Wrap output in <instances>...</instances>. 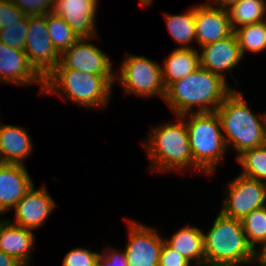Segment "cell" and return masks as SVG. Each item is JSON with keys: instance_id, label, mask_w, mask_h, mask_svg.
I'll list each match as a JSON object with an SVG mask.
<instances>
[{"instance_id": "cell-28", "label": "cell", "mask_w": 266, "mask_h": 266, "mask_svg": "<svg viewBox=\"0 0 266 266\" xmlns=\"http://www.w3.org/2000/svg\"><path fill=\"white\" fill-rule=\"evenodd\" d=\"M29 26V16L25 15L19 22L0 29V42L10 48L24 51Z\"/></svg>"}, {"instance_id": "cell-7", "label": "cell", "mask_w": 266, "mask_h": 266, "mask_svg": "<svg viewBox=\"0 0 266 266\" xmlns=\"http://www.w3.org/2000/svg\"><path fill=\"white\" fill-rule=\"evenodd\" d=\"M119 79L125 92L150 97L159 95L164 99L166 88L162 79V67L144 56L127 54L121 64Z\"/></svg>"}, {"instance_id": "cell-16", "label": "cell", "mask_w": 266, "mask_h": 266, "mask_svg": "<svg viewBox=\"0 0 266 266\" xmlns=\"http://www.w3.org/2000/svg\"><path fill=\"white\" fill-rule=\"evenodd\" d=\"M201 48L203 51L200 54V66L223 78H225V70L229 71L232 76L231 70L243 59L234 32L224 39Z\"/></svg>"}, {"instance_id": "cell-5", "label": "cell", "mask_w": 266, "mask_h": 266, "mask_svg": "<svg viewBox=\"0 0 266 266\" xmlns=\"http://www.w3.org/2000/svg\"><path fill=\"white\" fill-rule=\"evenodd\" d=\"M188 116L190 118L186 119ZM181 117L186 119L194 169L213 173L227 150L216 111L192 112Z\"/></svg>"}, {"instance_id": "cell-8", "label": "cell", "mask_w": 266, "mask_h": 266, "mask_svg": "<svg viewBox=\"0 0 266 266\" xmlns=\"http://www.w3.org/2000/svg\"><path fill=\"white\" fill-rule=\"evenodd\" d=\"M221 212L242 219L251 211L266 205V183L239 175L228 184Z\"/></svg>"}, {"instance_id": "cell-4", "label": "cell", "mask_w": 266, "mask_h": 266, "mask_svg": "<svg viewBox=\"0 0 266 266\" xmlns=\"http://www.w3.org/2000/svg\"><path fill=\"white\" fill-rule=\"evenodd\" d=\"M178 122L165 123L151 130L145 142V148L151 161V171L185 172L193 167L189 134L185 120L176 116Z\"/></svg>"}, {"instance_id": "cell-35", "label": "cell", "mask_w": 266, "mask_h": 266, "mask_svg": "<svg viewBox=\"0 0 266 266\" xmlns=\"http://www.w3.org/2000/svg\"><path fill=\"white\" fill-rule=\"evenodd\" d=\"M209 1H210V3L207 5H210V6H213L216 8H220V9H224V10H228L239 0H209ZM211 2L213 3V5Z\"/></svg>"}, {"instance_id": "cell-17", "label": "cell", "mask_w": 266, "mask_h": 266, "mask_svg": "<svg viewBox=\"0 0 266 266\" xmlns=\"http://www.w3.org/2000/svg\"><path fill=\"white\" fill-rule=\"evenodd\" d=\"M33 185L24 164L0 163V214L13 209Z\"/></svg>"}, {"instance_id": "cell-21", "label": "cell", "mask_w": 266, "mask_h": 266, "mask_svg": "<svg viewBox=\"0 0 266 266\" xmlns=\"http://www.w3.org/2000/svg\"><path fill=\"white\" fill-rule=\"evenodd\" d=\"M203 234L195 226L183 227L173 234L170 239H164V242L190 263L195 261L196 265L200 266L205 262Z\"/></svg>"}, {"instance_id": "cell-9", "label": "cell", "mask_w": 266, "mask_h": 266, "mask_svg": "<svg viewBox=\"0 0 266 266\" xmlns=\"http://www.w3.org/2000/svg\"><path fill=\"white\" fill-rule=\"evenodd\" d=\"M24 52L30 65L43 79L60 63V54L49 38L46 15L29 16Z\"/></svg>"}, {"instance_id": "cell-25", "label": "cell", "mask_w": 266, "mask_h": 266, "mask_svg": "<svg viewBox=\"0 0 266 266\" xmlns=\"http://www.w3.org/2000/svg\"><path fill=\"white\" fill-rule=\"evenodd\" d=\"M234 34L243 57L246 50L258 53L266 48V21L237 27Z\"/></svg>"}, {"instance_id": "cell-20", "label": "cell", "mask_w": 266, "mask_h": 266, "mask_svg": "<svg viewBox=\"0 0 266 266\" xmlns=\"http://www.w3.org/2000/svg\"><path fill=\"white\" fill-rule=\"evenodd\" d=\"M200 67V54L194 47H178L164 60L162 79L167 88L172 82L187 77Z\"/></svg>"}, {"instance_id": "cell-22", "label": "cell", "mask_w": 266, "mask_h": 266, "mask_svg": "<svg viewBox=\"0 0 266 266\" xmlns=\"http://www.w3.org/2000/svg\"><path fill=\"white\" fill-rule=\"evenodd\" d=\"M165 21L167 29L172 38L181 46V48H190L188 44L196 41L195 30V7L188 9V11L181 15H170L165 13ZM188 45V46H187Z\"/></svg>"}, {"instance_id": "cell-33", "label": "cell", "mask_w": 266, "mask_h": 266, "mask_svg": "<svg viewBox=\"0 0 266 266\" xmlns=\"http://www.w3.org/2000/svg\"><path fill=\"white\" fill-rule=\"evenodd\" d=\"M104 253L98 257L97 262L99 266H128L125 253H120L115 248Z\"/></svg>"}, {"instance_id": "cell-1", "label": "cell", "mask_w": 266, "mask_h": 266, "mask_svg": "<svg viewBox=\"0 0 266 266\" xmlns=\"http://www.w3.org/2000/svg\"><path fill=\"white\" fill-rule=\"evenodd\" d=\"M233 91L226 78L200 66L187 77L172 82L166 88L164 100L176 116H182L216 111Z\"/></svg>"}, {"instance_id": "cell-12", "label": "cell", "mask_w": 266, "mask_h": 266, "mask_svg": "<svg viewBox=\"0 0 266 266\" xmlns=\"http://www.w3.org/2000/svg\"><path fill=\"white\" fill-rule=\"evenodd\" d=\"M99 0H55L53 13L60 16L79 36L97 38L96 11Z\"/></svg>"}, {"instance_id": "cell-18", "label": "cell", "mask_w": 266, "mask_h": 266, "mask_svg": "<svg viewBox=\"0 0 266 266\" xmlns=\"http://www.w3.org/2000/svg\"><path fill=\"white\" fill-rule=\"evenodd\" d=\"M34 240L31 229L20 227L7 219L0 220V250L23 266L30 264Z\"/></svg>"}, {"instance_id": "cell-30", "label": "cell", "mask_w": 266, "mask_h": 266, "mask_svg": "<svg viewBox=\"0 0 266 266\" xmlns=\"http://www.w3.org/2000/svg\"><path fill=\"white\" fill-rule=\"evenodd\" d=\"M100 253L84 248L69 251L63 259V266H93L97 263Z\"/></svg>"}, {"instance_id": "cell-39", "label": "cell", "mask_w": 266, "mask_h": 266, "mask_svg": "<svg viewBox=\"0 0 266 266\" xmlns=\"http://www.w3.org/2000/svg\"><path fill=\"white\" fill-rule=\"evenodd\" d=\"M256 262L259 264L258 266H264L262 263H260L258 260Z\"/></svg>"}, {"instance_id": "cell-38", "label": "cell", "mask_w": 266, "mask_h": 266, "mask_svg": "<svg viewBox=\"0 0 266 266\" xmlns=\"http://www.w3.org/2000/svg\"><path fill=\"white\" fill-rule=\"evenodd\" d=\"M142 6H149L153 0H139Z\"/></svg>"}, {"instance_id": "cell-15", "label": "cell", "mask_w": 266, "mask_h": 266, "mask_svg": "<svg viewBox=\"0 0 266 266\" xmlns=\"http://www.w3.org/2000/svg\"><path fill=\"white\" fill-rule=\"evenodd\" d=\"M0 81L28 85L37 82L40 92L44 90V79L30 65L24 51L10 48L0 42Z\"/></svg>"}, {"instance_id": "cell-32", "label": "cell", "mask_w": 266, "mask_h": 266, "mask_svg": "<svg viewBox=\"0 0 266 266\" xmlns=\"http://www.w3.org/2000/svg\"><path fill=\"white\" fill-rule=\"evenodd\" d=\"M190 262L163 242L159 266H190Z\"/></svg>"}, {"instance_id": "cell-31", "label": "cell", "mask_w": 266, "mask_h": 266, "mask_svg": "<svg viewBox=\"0 0 266 266\" xmlns=\"http://www.w3.org/2000/svg\"><path fill=\"white\" fill-rule=\"evenodd\" d=\"M25 14L11 0H0V29L19 22Z\"/></svg>"}, {"instance_id": "cell-37", "label": "cell", "mask_w": 266, "mask_h": 266, "mask_svg": "<svg viewBox=\"0 0 266 266\" xmlns=\"http://www.w3.org/2000/svg\"><path fill=\"white\" fill-rule=\"evenodd\" d=\"M257 260L266 266V245L257 252Z\"/></svg>"}, {"instance_id": "cell-13", "label": "cell", "mask_w": 266, "mask_h": 266, "mask_svg": "<svg viewBox=\"0 0 266 266\" xmlns=\"http://www.w3.org/2000/svg\"><path fill=\"white\" fill-rule=\"evenodd\" d=\"M195 30L200 47L224 39L234 32L228 10L207 3L195 6Z\"/></svg>"}, {"instance_id": "cell-14", "label": "cell", "mask_w": 266, "mask_h": 266, "mask_svg": "<svg viewBox=\"0 0 266 266\" xmlns=\"http://www.w3.org/2000/svg\"><path fill=\"white\" fill-rule=\"evenodd\" d=\"M56 207L55 201L47 193L45 187H33L13 207L15 209L14 224L28 229L41 227L49 214Z\"/></svg>"}, {"instance_id": "cell-36", "label": "cell", "mask_w": 266, "mask_h": 266, "mask_svg": "<svg viewBox=\"0 0 266 266\" xmlns=\"http://www.w3.org/2000/svg\"><path fill=\"white\" fill-rule=\"evenodd\" d=\"M206 264V265H205ZM242 262H214V261H205L200 266H244Z\"/></svg>"}, {"instance_id": "cell-6", "label": "cell", "mask_w": 266, "mask_h": 266, "mask_svg": "<svg viewBox=\"0 0 266 266\" xmlns=\"http://www.w3.org/2000/svg\"><path fill=\"white\" fill-rule=\"evenodd\" d=\"M204 236L205 261L255 263L257 252L248 244L240 219L219 211Z\"/></svg>"}, {"instance_id": "cell-24", "label": "cell", "mask_w": 266, "mask_h": 266, "mask_svg": "<svg viewBox=\"0 0 266 266\" xmlns=\"http://www.w3.org/2000/svg\"><path fill=\"white\" fill-rule=\"evenodd\" d=\"M46 24L49 38L60 55L80 39L74 30L53 12L46 15Z\"/></svg>"}, {"instance_id": "cell-11", "label": "cell", "mask_w": 266, "mask_h": 266, "mask_svg": "<svg viewBox=\"0 0 266 266\" xmlns=\"http://www.w3.org/2000/svg\"><path fill=\"white\" fill-rule=\"evenodd\" d=\"M91 39L94 38H80L60 55V63L67 69L99 75H115L108 56L94 44L88 43Z\"/></svg>"}, {"instance_id": "cell-27", "label": "cell", "mask_w": 266, "mask_h": 266, "mask_svg": "<svg viewBox=\"0 0 266 266\" xmlns=\"http://www.w3.org/2000/svg\"><path fill=\"white\" fill-rule=\"evenodd\" d=\"M237 160L244 170L241 175L266 183V144L244 151Z\"/></svg>"}, {"instance_id": "cell-2", "label": "cell", "mask_w": 266, "mask_h": 266, "mask_svg": "<svg viewBox=\"0 0 266 266\" xmlns=\"http://www.w3.org/2000/svg\"><path fill=\"white\" fill-rule=\"evenodd\" d=\"M115 77L116 75H99L67 69L59 63L44 78L43 94L60 95L62 91L67 99L77 105L88 108L105 107L110 99Z\"/></svg>"}, {"instance_id": "cell-3", "label": "cell", "mask_w": 266, "mask_h": 266, "mask_svg": "<svg viewBox=\"0 0 266 266\" xmlns=\"http://www.w3.org/2000/svg\"><path fill=\"white\" fill-rule=\"evenodd\" d=\"M226 147L238 156L248 149L266 144V113L257 118L247 107L242 92L233 91L217 108ZM260 120V121H259Z\"/></svg>"}, {"instance_id": "cell-26", "label": "cell", "mask_w": 266, "mask_h": 266, "mask_svg": "<svg viewBox=\"0 0 266 266\" xmlns=\"http://www.w3.org/2000/svg\"><path fill=\"white\" fill-rule=\"evenodd\" d=\"M241 221L248 244L258 252L266 245V205L251 211ZM256 244L261 247L256 249Z\"/></svg>"}, {"instance_id": "cell-19", "label": "cell", "mask_w": 266, "mask_h": 266, "mask_svg": "<svg viewBox=\"0 0 266 266\" xmlns=\"http://www.w3.org/2000/svg\"><path fill=\"white\" fill-rule=\"evenodd\" d=\"M32 151V141L25 128L0 125V163L23 164Z\"/></svg>"}, {"instance_id": "cell-23", "label": "cell", "mask_w": 266, "mask_h": 266, "mask_svg": "<svg viewBox=\"0 0 266 266\" xmlns=\"http://www.w3.org/2000/svg\"><path fill=\"white\" fill-rule=\"evenodd\" d=\"M229 19L233 31L244 25H250L264 21L266 13L265 0H239L228 9Z\"/></svg>"}, {"instance_id": "cell-34", "label": "cell", "mask_w": 266, "mask_h": 266, "mask_svg": "<svg viewBox=\"0 0 266 266\" xmlns=\"http://www.w3.org/2000/svg\"><path fill=\"white\" fill-rule=\"evenodd\" d=\"M0 266H23L13 257L5 254L0 250Z\"/></svg>"}, {"instance_id": "cell-29", "label": "cell", "mask_w": 266, "mask_h": 266, "mask_svg": "<svg viewBox=\"0 0 266 266\" xmlns=\"http://www.w3.org/2000/svg\"><path fill=\"white\" fill-rule=\"evenodd\" d=\"M27 16H44L51 13L55 0H11Z\"/></svg>"}, {"instance_id": "cell-10", "label": "cell", "mask_w": 266, "mask_h": 266, "mask_svg": "<svg viewBox=\"0 0 266 266\" xmlns=\"http://www.w3.org/2000/svg\"><path fill=\"white\" fill-rule=\"evenodd\" d=\"M127 222L130 228L124 253L128 266H159L164 238L153 228L133 220Z\"/></svg>"}]
</instances>
